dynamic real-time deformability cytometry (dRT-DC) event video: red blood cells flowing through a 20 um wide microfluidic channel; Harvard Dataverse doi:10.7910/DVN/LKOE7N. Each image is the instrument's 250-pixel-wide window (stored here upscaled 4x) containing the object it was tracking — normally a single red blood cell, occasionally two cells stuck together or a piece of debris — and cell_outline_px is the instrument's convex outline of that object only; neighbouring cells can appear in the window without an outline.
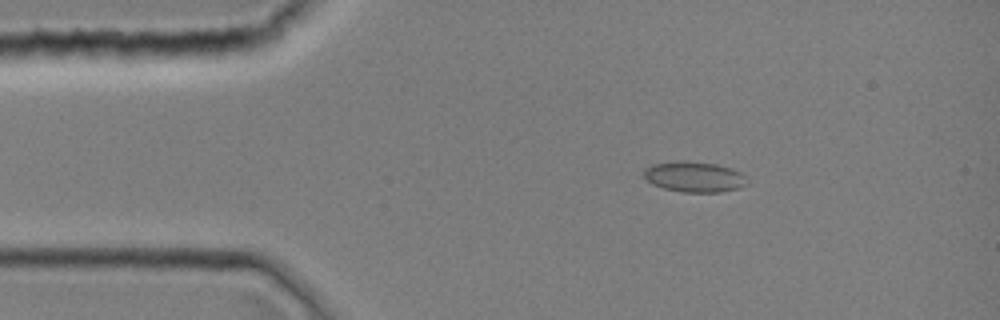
{"species": "common noctule bat (a hibernating species)", "species_latin": "Nyctalus noctula", "temperature_condition": "room temperature", "stored_images_in_passage": 2, "camera_frame_rate_fps": 3000, "um_per_image_px": 0.085, "animal": {"sex": "female", "body_mass_g": 19.0, "forearm_length_mm": 51.5}, "frame": {"image": 1, "passage_image": 2, "time_ms": 0.333, "image_size_px": [1000, 320], "cell_outline_px": [[748, 184], [740, 188], [720, 192], [684, 192], [664, 188], [652, 184], [644, 176], [644, 168], [652, 164], [680, 160], [684, 160], [716, 164], [732, 168], [740, 172], [744, 176]], "centroid_in_image_um": [59.02, 15.02], "position_along_channel_um": 26.0, "area_um2": 18.44}}